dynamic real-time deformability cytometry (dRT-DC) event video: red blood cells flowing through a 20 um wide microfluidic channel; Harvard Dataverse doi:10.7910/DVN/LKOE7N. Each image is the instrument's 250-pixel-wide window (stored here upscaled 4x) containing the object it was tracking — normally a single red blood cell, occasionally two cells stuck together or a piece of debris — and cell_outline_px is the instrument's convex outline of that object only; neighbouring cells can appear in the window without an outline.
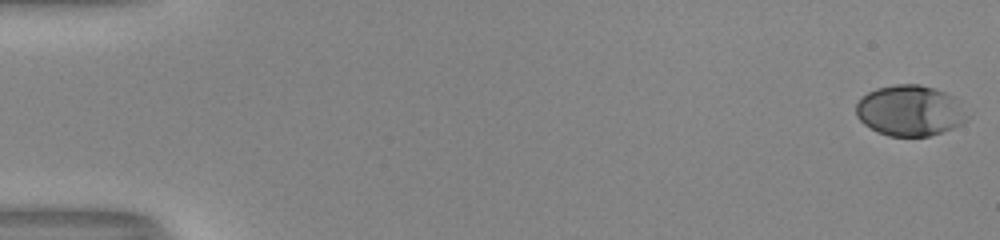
{"species": "human", "species_latin": "Homo sapiens", "temperature_condition": "room temperature", "stored_images_in_passage": 50, "camera_frame_rate_fps": 3000, "um_per_image_px": 0.085, "donor": {"sex": "male"}, "frame": {"image": 1, "passage_image": 1, "time_ms": 0.0, "image_size_px": [1000, 240], "cell_outline_px": [[968, 120], [952, 128], [928, 136], [888, 136], [864, 124], [856, 116], [856, 104], [860, 96], [876, 88], [896, 84], [920, 84], [956, 96], [968, 116]], "centroid_in_image_um": [77.33, 9.39], "position_along_channel_um": 7.7, "area_um2": 32.89}}
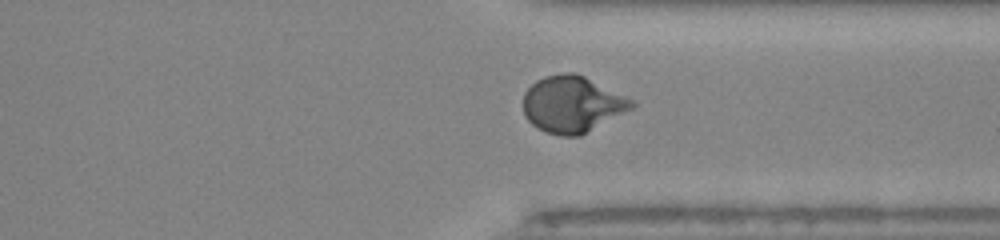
{"frame": {"image": 2, "passage_image": 41, "time_ms": 13.333, "image_size_px": [1000, 240], "cell_outline_px": [[636, 104], [632, 108], [580, 136], [560, 136], [544, 132], [532, 124], [524, 116], [524, 92], [536, 80], [544, 76], [564, 72], [576, 72], [632, 100]], "centroid_in_image_um": [48.59, 8.86], "position_along_channel_um": 362.8, "area_um2": 35.43}}
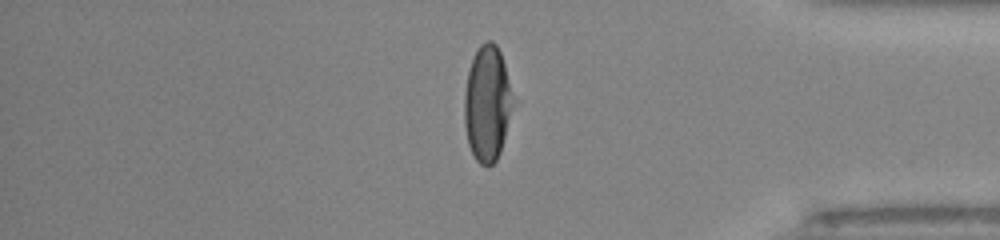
{"frame": {"image": 3, "passage_image": 45, "time_ms": 14.667, "image_size_px": [1000, 240], "cell_outline_px": [[512, 104], [500, 152], [496, 160], [488, 168], [480, 164], [476, 160], [468, 144], [464, 124], [464, 96], [468, 68], [480, 44], [488, 40], [492, 40], [496, 44], [500, 52], [504, 64]], "centroid_in_image_um": [41.36, 8.81], "position_along_channel_um": 393.8, "area_um2": 32.08}, "authors_computed_cell_mechanics": {"area_um2": 32.9171, "velocity_mm_per_s": 4.0607, "shape_relaxation_time_tau1_ms": 4.7554, "shape_relaxation_time_tau2_ms": null, "deformation_change_tau1": 0.2259, "deformation_change_tau2": null}}